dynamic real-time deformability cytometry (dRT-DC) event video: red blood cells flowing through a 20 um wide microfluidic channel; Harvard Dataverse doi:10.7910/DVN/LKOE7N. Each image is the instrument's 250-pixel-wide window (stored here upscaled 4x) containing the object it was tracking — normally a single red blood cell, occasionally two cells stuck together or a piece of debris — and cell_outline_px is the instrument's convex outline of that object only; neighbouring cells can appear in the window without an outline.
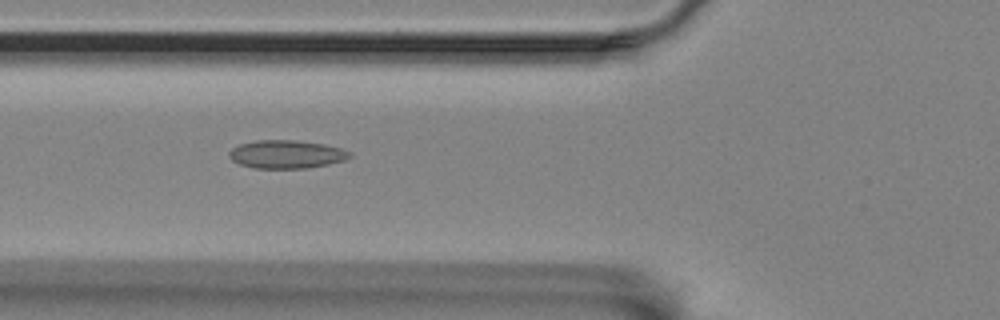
{"species": "Egyptian fruit bat (a non-hibernating species)", "species_latin": "Rousettus aegyptiacus", "temperature_condition": "room temperature", "stored_images_in_passage": 9, "camera_frame_rate_fps": 3000, "um_per_image_px": 0.085, "animal": {"sex": "female"}, "frame": {"image": 1, "passage_image": 3, "time_ms": 0.667, "image_size_px": [1000, 320], "cell_outline_px": [[352, 156], [344, 160], [328, 164], [308, 168], [256, 168], [240, 164], [232, 160], [228, 156], [228, 152], [232, 148], [240, 144], [256, 140], [296, 140], [324, 144], [340, 148], [352, 152]], "centroid_in_image_um": [24.35, 13.11], "position_along_channel_um": 101.5, "area_um2": 19.83}}
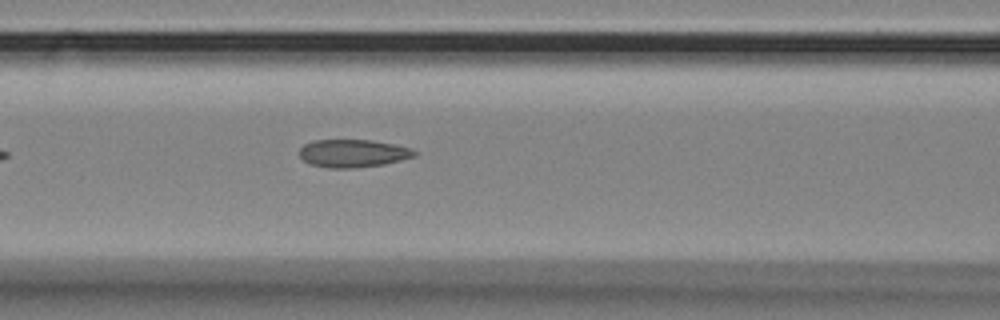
{"frame": {"image": 2, "passage_image": 6, "time_ms": 1.667, "image_size_px": [1000, 320], "cell_outline_px": [[416, 156], [384, 164], [352, 168], [328, 168], [312, 164], [304, 160], [300, 156], [300, 148], [304, 144], [312, 140], [372, 140], [412, 148], [416, 152]], "centroid_in_image_um": [30.0, 13.03], "position_along_channel_um": 136.6, "area_um2": 18.55}}